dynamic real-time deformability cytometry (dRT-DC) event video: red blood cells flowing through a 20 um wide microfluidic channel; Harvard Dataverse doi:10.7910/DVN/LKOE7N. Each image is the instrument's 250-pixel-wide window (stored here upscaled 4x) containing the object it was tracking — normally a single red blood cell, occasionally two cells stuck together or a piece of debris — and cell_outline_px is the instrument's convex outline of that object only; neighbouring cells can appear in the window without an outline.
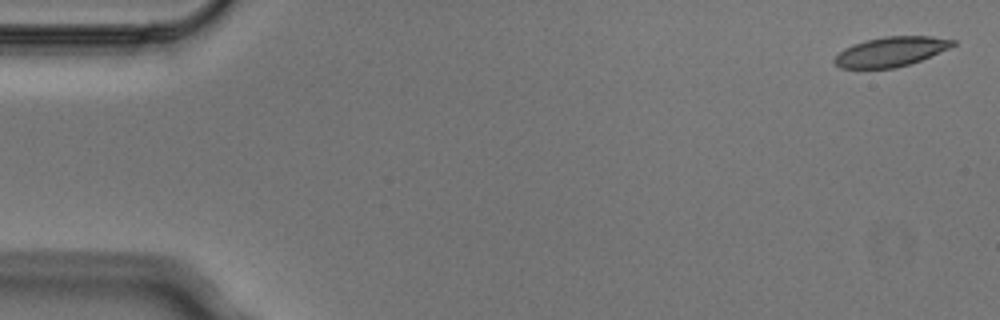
{"species": "Egyptian fruit bat (a non-hibernating species)", "species_latin": "Rousettus aegyptiacus", "temperature_condition": "cold", "stored_images_in_passage": 6, "camera_frame_rate_fps": 3000, "um_per_image_px": 0.085, "animal": {"sex": "male"}, "frame": {"image": 1, "passage_image": 1, "time_ms": 0.0, "image_size_px": [1000, 320], "cell_outline_px": [[956, 44], [948, 48], [920, 60], [896, 68], [840, 68], [832, 60], [844, 48], [852, 44], [884, 36], [932, 36], [956, 40]], "centroid_in_image_um": [75.71, 4.38], "position_along_channel_um": 9.3, "area_um2": 20.23}}
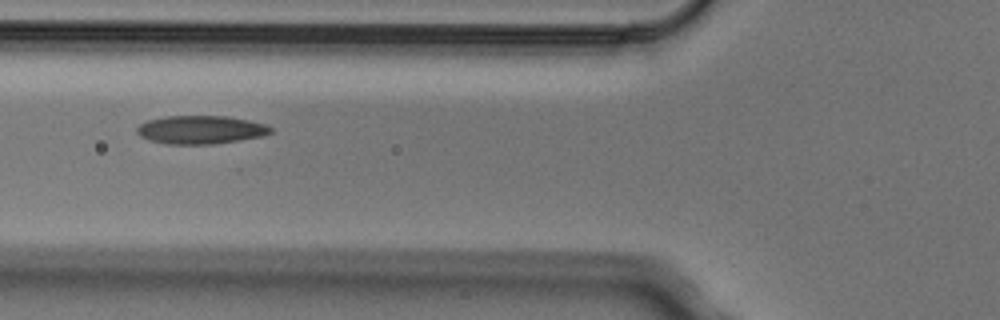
{"frame": {"image": 2, "passage_image": 6, "time_ms": 1.667, "image_size_px": [1000, 320], "cell_outline_px": [[272, 132], [264, 136], [216, 144], [164, 144], [148, 140], [140, 136], [136, 132], [136, 128], [140, 124], [148, 120], [164, 116], [228, 116], [248, 120], [264, 124], [272, 128]], "centroid_in_image_um": [17.04, 11.03], "position_along_channel_um": 108.8, "area_um2": 22.25}}